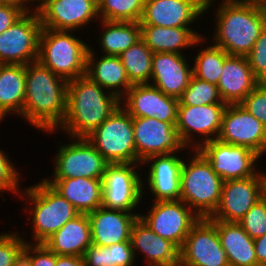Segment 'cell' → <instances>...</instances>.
<instances>
[{
  "label": "cell",
  "mask_w": 266,
  "mask_h": 266,
  "mask_svg": "<svg viewBox=\"0 0 266 266\" xmlns=\"http://www.w3.org/2000/svg\"><path fill=\"white\" fill-rule=\"evenodd\" d=\"M37 12L42 28L68 32L100 15L98 0H48Z\"/></svg>",
  "instance_id": "obj_19"
},
{
  "label": "cell",
  "mask_w": 266,
  "mask_h": 266,
  "mask_svg": "<svg viewBox=\"0 0 266 266\" xmlns=\"http://www.w3.org/2000/svg\"><path fill=\"white\" fill-rule=\"evenodd\" d=\"M84 266H112L110 246L91 244L83 255Z\"/></svg>",
  "instance_id": "obj_42"
},
{
  "label": "cell",
  "mask_w": 266,
  "mask_h": 266,
  "mask_svg": "<svg viewBox=\"0 0 266 266\" xmlns=\"http://www.w3.org/2000/svg\"><path fill=\"white\" fill-rule=\"evenodd\" d=\"M145 0H98V13L106 21L140 22Z\"/></svg>",
  "instance_id": "obj_35"
},
{
  "label": "cell",
  "mask_w": 266,
  "mask_h": 266,
  "mask_svg": "<svg viewBox=\"0 0 266 266\" xmlns=\"http://www.w3.org/2000/svg\"><path fill=\"white\" fill-rule=\"evenodd\" d=\"M180 258L197 266H229L216 226L208 218L192 227L180 249Z\"/></svg>",
  "instance_id": "obj_16"
},
{
  "label": "cell",
  "mask_w": 266,
  "mask_h": 266,
  "mask_svg": "<svg viewBox=\"0 0 266 266\" xmlns=\"http://www.w3.org/2000/svg\"><path fill=\"white\" fill-rule=\"evenodd\" d=\"M263 196L266 198V175L264 174V194Z\"/></svg>",
  "instance_id": "obj_54"
},
{
  "label": "cell",
  "mask_w": 266,
  "mask_h": 266,
  "mask_svg": "<svg viewBox=\"0 0 266 266\" xmlns=\"http://www.w3.org/2000/svg\"><path fill=\"white\" fill-rule=\"evenodd\" d=\"M30 253H32V266H56V254L50 251L43 243L30 245Z\"/></svg>",
  "instance_id": "obj_44"
},
{
  "label": "cell",
  "mask_w": 266,
  "mask_h": 266,
  "mask_svg": "<svg viewBox=\"0 0 266 266\" xmlns=\"http://www.w3.org/2000/svg\"><path fill=\"white\" fill-rule=\"evenodd\" d=\"M23 14L17 7L0 4V34L8 29Z\"/></svg>",
  "instance_id": "obj_45"
},
{
  "label": "cell",
  "mask_w": 266,
  "mask_h": 266,
  "mask_svg": "<svg viewBox=\"0 0 266 266\" xmlns=\"http://www.w3.org/2000/svg\"><path fill=\"white\" fill-rule=\"evenodd\" d=\"M246 57L254 76L260 80L266 75V26Z\"/></svg>",
  "instance_id": "obj_38"
},
{
  "label": "cell",
  "mask_w": 266,
  "mask_h": 266,
  "mask_svg": "<svg viewBox=\"0 0 266 266\" xmlns=\"http://www.w3.org/2000/svg\"><path fill=\"white\" fill-rule=\"evenodd\" d=\"M112 266H132L134 264V255L131 241L119 242L110 245Z\"/></svg>",
  "instance_id": "obj_43"
},
{
  "label": "cell",
  "mask_w": 266,
  "mask_h": 266,
  "mask_svg": "<svg viewBox=\"0 0 266 266\" xmlns=\"http://www.w3.org/2000/svg\"><path fill=\"white\" fill-rule=\"evenodd\" d=\"M237 1L266 7V0H237Z\"/></svg>",
  "instance_id": "obj_50"
},
{
  "label": "cell",
  "mask_w": 266,
  "mask_h": 266,
  "mask_svg": "<svg viewBox=\"0 0 266 266\" xmlns=\"http://www.w3.org/2000/svg\"><path fill=\"white\" fill-rule=\"evenodd\" d=\"M25 82L26 65L0 64V121L12 111L22 114Z\"/></svg>",
  "instance_id": "obj_31"
},
{
  "label": "cell",
  "mask_w": 266,
  "mask_h": 266,
  "mask_svg": "<svg viewBox=\"0 0 266 266\" xmlns=\"http://www.w3.org/2000/svg\"><path fill=\"white\" fill-rule=\"evenodd\" d=\"M131 246L144 252L149 266H174L180 258V249L171 241L158 236L138 217L131 230Z\"/></svg>",
  "instance_id": "obj_25"
},
{
  "label": "cell",
  "mask_w": 266,
  "mask_h": 266,
  "mask_svg": "<svg viewBox=\"0 0 266 266\" xmlns=\"http://www.w3.org/2000/svg\"><path fill=\"white\" fill-rule=\"evenodd\" d=\"M24 13L0 34V64L37 61L42 24L38 12Z\"/></svg>",
  "instance_id": "obj_8"
},
{
  "label": "cell",
  "mask_w": 266,
  "mask_h": 266,
  "mask_svg": "<svg viewBox=\"0 0 266 266\" xmlns=\"http://www.w3.org/2000/svg\"><path fill=\"white\" fill-rule=\"evenodd\" d=\"M44 180L79 213L88 214L102 206V179L77 177Z\"/></svg>",
  "instance_id": "obj_27"
},
{
  "label": "cell",
  "mask_w": 266,
  "mask_h": 266,
  "mask_svg": "<svg viewBox=\"0 0 266 266\" xmlns=\"http://www.w3.org/2000/svg\"><path fill=\"white\" fill-rule=\"evenodd\" d=\"M89 45L68 31L42 28L37 61L67 82L85 76Z\"/></svg>",
  "instance_id": "obj_5"
},
{
  "label": "cell",
  "mask_w": 266,
  "mask_h": 266,
  "mask_svg": "<svg viewBox=\"0 0 266 266\" xmlns=\"http://www.w3.org/2000/svg\"><path fill=\"white\" fill-rule=\"evenodd\" d=\"M133 129L139 163H144L148 157L176 153L186 147L176 124L154 117H139L133 118Z\"/></svg>",
  "instance_id": "obj_12"
},
{
  "label": "cell",
  "mask_w": 266,
  "mask_h": 266,
  "mask_svg": "<svg viewBox=\"0 0 266 266\" xmlns=\"http://www.w3.org/2000/svg\"><path fill=\"white\" fill-rule=\"evenodd\" d=\"M151 208L149 215L140 214L139 217L158 236L171 241L181 249L200 217L180 199L154 201Z\"/></svg>",
  "instance_id": "obj_9"
},
{
  "label": "cell",
  "mask_w": 266,
  "mask_h": 266,
  "mask_svg": "<svg viewBox=\"0 0 266 266\" xmlns=\"http://www.w3.org/2000/svg\"><path fill=\"white\" fill-rule=\"evenodd\" d=\"M195 154L188 164L182 165L180 200L196 209L200 218H209L220 204L224 181L197 149Z\"/></svg>",
  "instance_id": "obj_4"
},
{
  "label": "cell",
  "mask_w": 266,
  "mask_h": 266,
  "mask_svg": "<svg viewBox=\"0 0 266 266\" xmlns=\"http://www.w3.org/2000/svg\"><path fill=\"white\" fill-rule=\"evenodd\" d=\"M217 229L229 266H260L252 239L239 223L210 220Z\"/></svg>",
  "instance_id": "obj_29"
},
{
  "label": "cell",
  "mask_w": 266,
  "mask_h": 266,
  "mask_svg": "<svg viewBox=\"0 0 266 266\" xmlns=\"http://www.w3.org/2000/svg\"><path fill=\"white\" fill-rule=\"evenodd\" d=\"M87 215L90 222L92 244L104 247L129 241L132 226L140 214L101 206Z\"/></svg>",
  "instance_id": "obj_21"
},
{
  "label": "cell",
  "mask_w": 266,
  "mask_h": 266,
  "mask_svg": "<svg viewBox=\"0 0 266 266\" xmlns=\"http://www.w3.org/2000/svg\"><path fill=\"white\" fill-rule=\"evenodd\" d=\"M94 53L89 47L86 57V76L94 83H97L100 87L110 91L119 100L123 99L121 96L123 92L126 94L127 91L132 87L125 67L119 56L103 55L95 63ZM94 57V58H93ZM95 63V64H94ZM122 87V89L120 88ZM118 88V90H117ZM115 90V91H114Z\"/></svg>",
  "instance_id": "obj_28"
},
{
  "label": "cell",
  "mask_w": 266,
  "mask_h": 266,
  "mask_svg": "<svg viewBox=\"0 0 266 266\" xmlns=\"http://www.w3.org/2000/svg\"><path fill=\"white\" fill-rule=\"evenodd\" d=\"M246 56L229 55L223 64L217 87L226 104H239L257 85Z\"/></svg>",
  "instance_id": "obj_23"
},
{
  "label": "cell",
  "mask_w": 266,
  "mask_h": 266,
  "mask_svg": "<svg viewBox=\"0 0 266 266\" xmlns=\"http://www.w3.org/2000/svg\"><path fill=\"white\" fill-rule=\"evenodd\" d=\"M67 112V81L38 61L26 65L22 116L32 125L55 131Z\"/></svg>",
  "instance_id": "obj_1"
},
{
  "label": "cell",
  "mask_w": 266,
  "mask_h": 266,
  "mask_svg": "<svg viewBox=\"0 0 266 266\" xmlns=\"http://www.w3.org/2000/svg\"><path fill=\"white\" fill-rule=\"evenodd\" d=\"M193 75L185 56L177 53H153L151 78L153 86L164 94L179 99Z\"/></svg>",
  "instance_id": "obj_22"
},
{
  "label": "cell",
  "mask_w": 266,
  "mask_h": 266,
  "mask_svg": "<svg viewBox=\"0 0 266 266\" xmlns=\"http://www.w3.org/2000/svg\"><path fill=\"white\" fill-rule=\"evenodd\" d=\"M175 153L148 157L144 162H154L150 166L149 188L156 196L155 201L179 200L181 193L180 176L183 160Z\"/></svg>",
  "instance_id": "obj_24"
},
{
  "label": "cell",
  "mask_w": 266,
  "mask_h": 266,
  "mask_svg": "<svg viewBox=\"0 0 266 266\" xmlns=\"http://www.w3.org/2000/svg\"><path fill=\"white\" fill-rule=\"evenodd\" d=\"M125 110L133 118L154 117L160 121L177 123L179 99L164 94L157 87L133 84L125 94Z\"/></svg>",
  "instance_id": "obj_18"
},
{
  "label": "cell",
  "mask_w": 266,
  "mask_h": 266,
  "mask_svg": "<svg viewBox=\"0 0 266 266\" xmlns=\"http://www.w3.org/2000/svg\"><path fill=\"white\" fill-rule=\"evenodd\" d=\"M119 105L116 110L86 138L109 164L139 162L133 117Z\"/></svg>",
  "instance_id": "obj_6"
},
{
  "label": "cell",
  "mask_w": 266,
  "mask_h": 266,
  "mask_svg": "<svg viewBox=\"0 0 266 266\" xmlns=\"http://www.w3.org/2000/svg\"><path fill=\"white\" fill-rule=\"evenodd\" d=\"M226 103H215L201 106L178 105L176 129L179 132L182 142L188 146L193 132L206 136L204 142L217 139ZM192 132V133H191ZM217 135H213V134ZM216 137H208V136ZM191 140V141H190Z\"/></svg>",
  "instance_id": "obj_20"
},
{
  "label": "cell",
  "mask_w": 266,
  "mask_h": 266,
  "mask_svg": "<svg viewBox=\"0 0 266 266\" xmlns=\"http://www.w3.org/2000/svg\"><path fill=\"white\" fill-rule=\"evenodd\" d=\"M174 266H197V265H194L191 263H186L181 258H179V260L177 261V263Z\"/></svg>",
  "instance_id": "obj_51"
},
{
  "label": "cell",
  "mask_w": 266,
  "mask_h": 266,
  "mask_svg": "<svg viewBox=\"0 0 266 266\" xmlns=\"http://www.w3.org/2000/svg\"><path fill=\"white\" fill-rule=\"evenodd\" d=\"M31 1H35V0H30V2ZM37 2L39 1L40 2V4L39 5H37L38 7H37V9H36V7H35V11H37L42 5H44L48 0H36Z\"/></svg>",
  "instance_id": "obj_53"
},
{
  "label": "cell",
  "mask_w": 266,
  "mask_h": 266,
  "mask_svg": "<svg viewBox=\"0 0 266 266\" xmlns=\"http://www.w3.org/2000/svg\"><path fill=\"white\" fill-rule=\"evenodd\" d=\"M212 0H145L140 25L188 27Z\"/></svg>",
  "instance_id": "obj_17"
},
{
  "label": "cell",
  "mask_w": 266,
  "mask_h": 266,
  "mask_svg": "<svg viewBox=\"0 0 266 266\" xmlns=\"http://www.w3.org/2000/svg\"><path fill=\"white\" fill-rule=\"evenodd\" d=\"M245 232L256 239L266 233V198L263 196L238 222Z\"/></svg>",
  "instance_id": "obj_37"
},
{
  "label": "cell",
  "mask_w": 266,
  "mask_h": 266,
  "mask_svg": "<svg viewBox=\"0 0 266 266\" xmlns=\"http://www.w3.org/2000/svg\"><path fill=\"white\" fill-rule=\"evenodd\" d=\"M30 0H0V4L11 5L20 9L23 13H30L29 9L25 7L24 3H28Z\"/></svg>",
  "instance_id": "obj_49"
},
{
  "label": "cell",
  "mask_w": 266,
  "mask_h": 266,
  "mask_svg": "<svg viewBox=\"0 0 266 266\" xmlns=\"http://www.w3.org/2000/svg\"><path fill=\"white\" fill-rule=\"evenodd\" d=\"M29 201L34 203L31 212L34 241L43 243L79 212L45 180L25 190Z\"/></svg>",
  "instance_id": "obj_7"
},
{
  "label": "cell",
  "mask_w": 266,
  "mask_h": 266,
  "mask_svg": "<svg viewBox=\"0 0 266 266\" xmlns=\"http://www.w3.org/2000/svg\"><path fill=\"white\" fill-rule=\"evenodd\" d=\"M132 163L108 164L102 178V206L131 212L142 196V180Z\"/></svg>",
  "instance_id": "obj_11"
},
{
  "label": "cell",
  "mask_w": 266,
  "mask_h": 266,
  "mask_svg": "<svg viewBox=\"0 0 266 266\" xmlns=\"http://www.w3.org/2000/svg\"><path fill=\"white\" fill-rule=\"evenodd\" d=\"M217 139L247 147L259 156L266 152V127L240 104H227Z\"/></svg>",
  "instance_id": "obj_14"
},
{
  "label": "cell",
  "mask_w": 266,
  "mask_h": 266,
  "mask_svg": "<svg viewBox=\"0 0 266 266\" xmlns=\"http://www.w3.org/2000/svg\"><path fill=\"white\" fill-rule=\"evenodd\" d=\"M43 244L56 255L83 257L85 250L92 244L88 215L79 213Z\"/></svg>",
  "instance_id": "obj_26"
},
{
  "label": "cell",
  "mask_w": 266,
  "mask_h": 266,
  "mask_svg": "<svg viewBox=\"0 0 266 266\" xmlns=\"http://www.w3.org/2000/svg\"><path fill=\"white\" fill-rule=\"evenodd\" d=\"M239 104L266 127V90L260 84Z\"/></svg>",
  "instance_id": "obj_39"
},
{
  "label": "cell",
  "mask_w": 266,
  "mask_h": 266,
  "mask_svg": "<svg viewBox=\"0 0 266 266\" xmlns=\"http://www.w3.org/2000/svg\"><path fill=\"white\" fill-rule=\"evenodd\" d=\"M74 138L72 144L60 146L54 168V179L77 177L102 179L109 164L87 138Z\"/></svg>",
  "instance_id": "obj_13"
},
{
  "label": "cell",
  "mask_w": 266,
  "mask_h": 266,
  "mask_svg": "<svg viewBox=\"0 0 266 266\" xmlns=\"http://www.w3.org/2000/svg\"><path fill=\"white\" fill-rule=\"evenodd\" d=\"M141 39L153 53L169 52L182 55L181 48L198 45L202 42V35L195 33L189 27H161L140 25Z\"/></svg>",
  "instance_id": "obj_30"
},
{
  "label": "cell",
  "mask_w": 266,
  "mask_h": 266,
  "mask_svg": "<svg viewBox=\"0 0 266 266\" xmlns=\"http://www.w3.org/2000/svg\"><path fill=\"white\" fill-rule=\"evenodd\" d=\"M223 102L218 87L192 75L188 87L179 98V105L201 106Z\"/></svg>",
  "instance_id": "obj_36"
},
{
  "label": "cell",
  "mask_w": 266,
  "mask_h": 266,
  "mask_svg": "<svg viewBox=\"0 0 266 266\" xmlns=\"http://www.w3.org/2000/svg\"><path fill=\"white\" fill-rule=\"evenodd\" d=\"M229 56L215 45L204 49L194 60L193 76L209 83L218 84L225 59Z\"/></svg>",
  "instance_id": "obj_34"
},
{
  "label": "cell",
  "mask_w": 266,
  "mask_h": 266,
  "mask_svg": "<svg viewBox=\"0 0 266 266\" xmlns=\"http://www.w3.org/2000/svg\"><path fill=\"white\" fill-rule=\"evenodd\" d=\"M22 239L17 233L0 235V266H12L16 254L26 244Z\"/></svg>",
  "instance_id": "obj_40"
},
{
  "label": "cell",
  "mask_w": 266,
  "mask_h": 266,
  "mask_svg": "<svg viewBox=\"0 0 266 266\" xmlns=\"http://www.w3.org/2000/svg\"><path fill=\"white\" fill-rule=\"evenodd\" d=\"M264 194V174L224 181L221 200L209 220L238 223Z\"/></svg>",
  "instance_id": "obj_15"
},
{
  "label": "cell",
  "mask_w": 266,
  "mask_h": 266,
  "mask_svg": "<svg viewBox=\"0 0 266 266\" xmlns=\"http://www.w3.org/2000/svg\"><path fill=\"white\" fill-rule=\"evenodd\" d=\"M218 8L215 46L229 55L246 56L266 26V7L225 0Z\"/></svg>",
  "instance_id": "obj_3"
},
{
  "label": "cell",
  "mask_w": 266,
  "mask_h": 266,
  "mask_svg": "<svg viewBox=\"0 0 266 266\" xmlns=\"http://www.w3.org/2000/svg\"><path fill=\"white\" fill-rule=\"evenodd\" d=\"M10 161L6 153L0 150V192L6 189L17 193L19 174Z\"/></svg>",
  "instance_id": "obj_41"
},
{
  "label": "cell",
  "mask_w": 266,
  "mask_h": 266,
  "mask_svg": "<svg viewBox=\"0 0 266 266\" xmlns=\"http://www.w3.org/2000/svg\"><path fill=\"white\" fill-rule=\"evenodd\" d=\"M203 143L193 147L206 158L223 181L244 179L257 174L253 164L260 156L255 151L244 146L223 143L218 139Z\"/></svg>",
  "instance_id": "obj_10"
},
{
  "label": "cell",
  "mask_w": 266,
  "mask_h": 266,
  "mask_svg": "<svg viewBox=\"0 0 266 266\" xmlns=\"http://www.w3.org/2000/svg\"><path fill=\"white\" fill-rule=\"evenodd\" d=\"M107 29L101 34V46L105 55L119 56L141 39L140 22L102 20Z\"/></svg>",
  "instance_id": "obj_32"
},
{
  "label": "cell",
  "mask_w": 266,
  "mask_h": 266,
  "mask_svg": "<svg viewBox=\"0 0 266 266\" xmlns=\"http://www.w3.org/2000/svg\"><path fill=\"white\" fill-rule=\"evenodd\" d=\"M259 84L266 90V75L259 80Z\"/></svg>",
  "instance_id": "obj_52"
},
{
  "label": "cell",
  "mask_w": 266,
  "mask_h": 266,
  "mask_svg": "<svg viewBox=\"0 0 266 266\" xmlns=\"http://www.w3.org/2000/svg\"><path fill=\"white\" fill-rule=\"evenodd\" d=\"M86 75L67 82V112L63 127L72 138H86L122 103Z\"/></svg>",
  "instance_id": "obj_2"
},
{
  "label": "cell",
  "mask_w": 266,
  "mask_h": 266,
  "mask_svg": "<svg viewBox=\"0 0 266 266\" xmlns=\"http://www.w3.org/2000/svg\"><path fill=\"white\" fill-rule=\"evenodd\" d=\"M254 248L257 258V263L260 266H266V233L254 239Z\"/></svg>",
  "instance_id": "obj_46"
},
{
  "label": "cell",
  "mask_w": 266,
  "mask_h": 266,
  "mask_svg": "<svg viewBox=\"0 0 266 266\" xmlns=\"http://www.w3.org/2000/svg\"><path fill=\"white\" fill-rule=\"evenodd\" d=\"M132 84H145L151 79L153 52L142 39L119 55Z\"/></svg>",
  "instance_id": "obj_33"
},
{
  "label": "cell",
  "mask_w": 266,
  "mask_h": 266,
  "mask_svg": "<svg viewBox=\"0 0 266 266\" xmlns=\"http://www.w3.org/2000/svg\"><path fill=\"white\" fill-rule=\"evenodd\" d=\"M12 266H32L29 242L16 254Z\"/></svg>",
  "instance_id": "obj_47"
},
{
  "label": "cell",
  "mask_w": 266,
  "mask_h": 266,
  "mask_svg": "<svg viewBox=\"0 0 266 266\" xmlns=\"http://www.w3.org/2000/svg\"><path fill=\"white\" fill-rule=\"evenodd\" d=\"M56 266H84L83 257L56 255Z\"/></svg>",
  "instance_id": "obj_48"
}]
</instances>
